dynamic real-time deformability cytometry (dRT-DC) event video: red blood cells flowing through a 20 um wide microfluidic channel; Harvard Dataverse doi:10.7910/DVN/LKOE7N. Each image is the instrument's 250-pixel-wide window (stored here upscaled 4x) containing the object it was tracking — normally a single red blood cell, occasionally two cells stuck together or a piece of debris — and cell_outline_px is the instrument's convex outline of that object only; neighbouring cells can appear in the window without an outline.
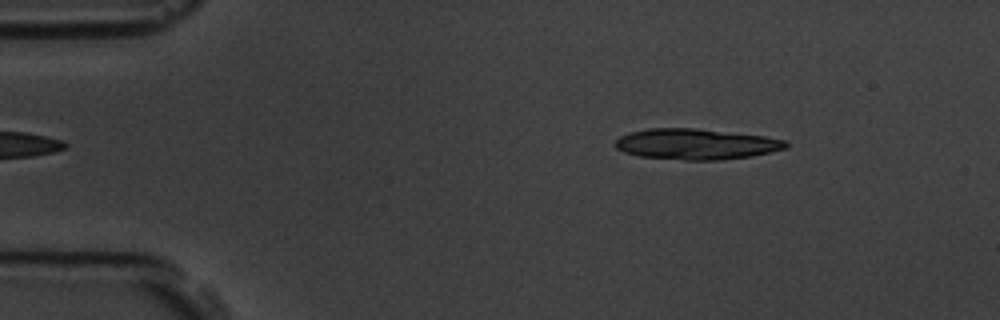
{"species": "common noctule bat (a hibernating species)", "species_latin": "Nyctalus noctula", "temperature_condition": "room temperature", "stored_images_in_passage": 6, "camera_frame_rate_fps": 3000, "um_per_image_px": 0.085, "animal": {"sex": "male", "body_mass_g": 19.5, "forearm_length_mm": 54.6}, "frame": {"image": 1, "passage_image": 2, "time_ms": 1.0, "image_size_px": [1000, 320], "cell_outline_px": [[788, 148], [752, 156], [720, 160], [684, 160], [640, 156], [624, 152], [616, 148], [612, 144], [620, 136], [632, 132], [648, 128], [696, 128], [764, 136], [788, 140]], "centroid_in_image_um": [59.18, 12.25], "position_along_channel_um": 25.8, "area_um2": 30.69}}
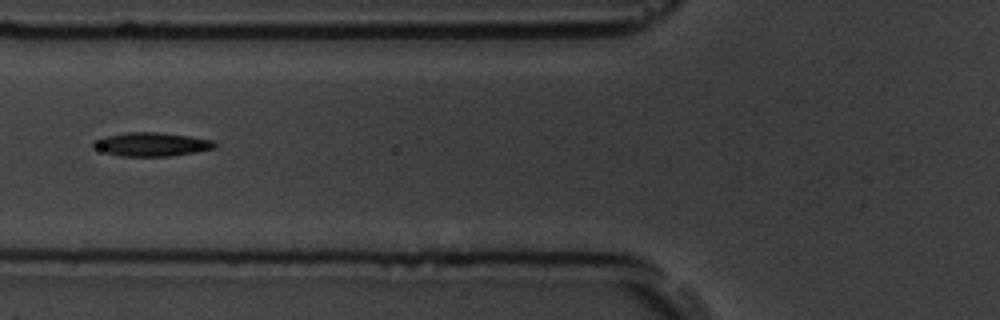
{"frame": {"image": 2, "passage_image": 5, "time_ms": 5.333, "image_size_px": [1000, 320], "cell_outline_px": [[216, 148], [196, 152], [172, 156], [120, 156], [104, 152], [96, 148], [92, 144], [92, 140], [104, 136], [124, 132], [156, 132], [188, 136], [212, 140], [216, 144]], "centroid_in_image_um": [12.85, 12.26], "position_along_channel_um": 112.9, "area_um2": 16.82}}
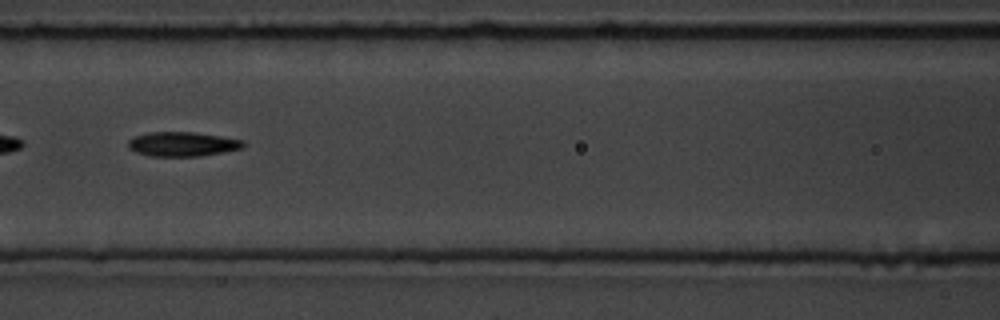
{"frame": {"image": 3, "passage_image": 6, "time_ms": 6.333, "image_size_px": [1000, 320], "cell_outline_px": [[244, 144], [240, 148], [200, 156], [148, 156], [136, 152], [128, 148], [128, 140], [132, 136], [148, 132], [192, 132], [220, 136], [244, 140]], "centroid_in_image_um": [15.42, 12.24], "position_along_channel_um": 151.2, "area_um2": 16.3}}